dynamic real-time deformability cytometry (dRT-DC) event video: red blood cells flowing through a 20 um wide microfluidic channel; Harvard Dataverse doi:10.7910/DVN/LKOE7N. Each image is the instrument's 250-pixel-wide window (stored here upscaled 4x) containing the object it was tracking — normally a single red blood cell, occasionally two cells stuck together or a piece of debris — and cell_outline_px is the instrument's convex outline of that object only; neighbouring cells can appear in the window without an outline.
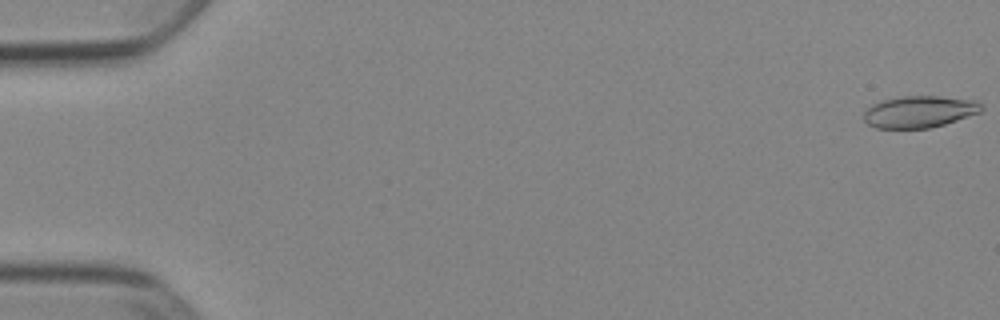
{"species": "Egyptian fruit bat (a non-hibernating species)", "species_latin": "Rousettus aegyptiacus", "temperature_condition": "cold", "stored_images_in_passage": 53, "camera_frame_rate_fps": 3000, "um_per_image_px": 0.085, "animal": {"sex": "female"}, "frame": {"image": 1, "passage_image": 1, "time_ms": 0.0, "image_size_px": [1000, 320], "cell_outline_px": [[984, 108], [980, 112], [944, 124], [928, 128], [876, 128], [868, 124], [864, 120], [864, 112], [872, 104], [880, 100], [900, 96], [940, 96], [976, 100], [984, 104]], "centroid_in_image_um": [78.16, 9.48], "position_along_channel_um": 6.8, "area_um2": 21.91}}
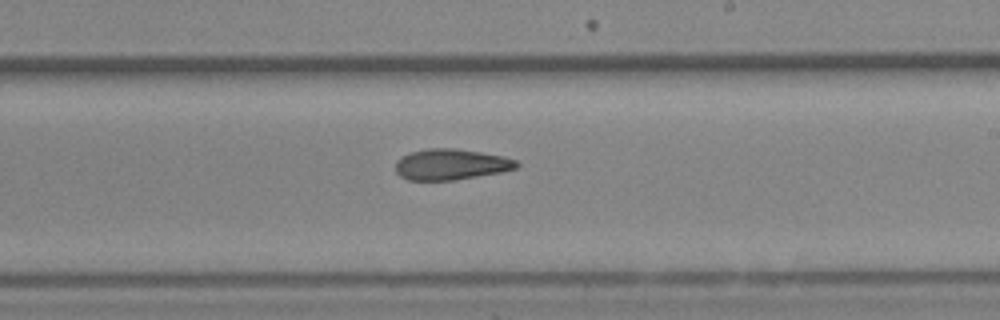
{"frame": {"image": 2, "passage_image": 32, "time_ms": 10.333, "image_size_px": [1000, 320], "cell_outline_px": [[520, 164], [516, 168], [500, 172], [452, 180], [408, 180], [400, 176], [396, 172], [396, 160], [400, 156], [412, 152], [428, 148], [456, 148], [504, 156], [516, 160]], "centroid_in_image_um": [38.31, 13.96], "position_along_channel_um": 250.7, "area_um2": 21.73}}
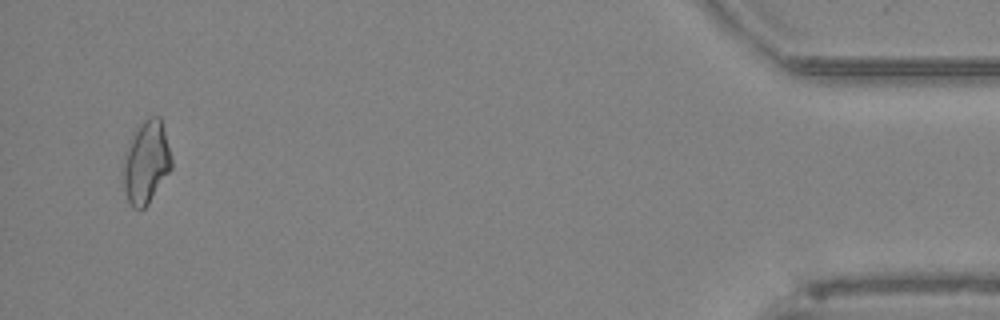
{"frame": {"image": 3, "passage_image": 51, "time_ms": 16.667, "image_size_px": [1000, 320], "cell_outline_px": [[172, 168], [148, 204], [144, 208], [132, 208], [128, 200], [124, 188], [124, 156], [132, 132], [136, 124], [148, 116], [160, 116], [172, 160]], "centroid_in_image_um": [12.42, 13.74], "position_along_channel_um": 422.8, "area_um2": 23.29}, "authors_computed_cell_mechanics": {"area_um2": 22.1952, "velocity_mm_per_s": 3.9087, "shape_relaxation_time_tau1_ms": 9.2482, "shape_relaxation_time_tau2_ms": 3.4588, "deformation_change_tau1": 0.202, "deformation_change_tau2": 0.1079}}